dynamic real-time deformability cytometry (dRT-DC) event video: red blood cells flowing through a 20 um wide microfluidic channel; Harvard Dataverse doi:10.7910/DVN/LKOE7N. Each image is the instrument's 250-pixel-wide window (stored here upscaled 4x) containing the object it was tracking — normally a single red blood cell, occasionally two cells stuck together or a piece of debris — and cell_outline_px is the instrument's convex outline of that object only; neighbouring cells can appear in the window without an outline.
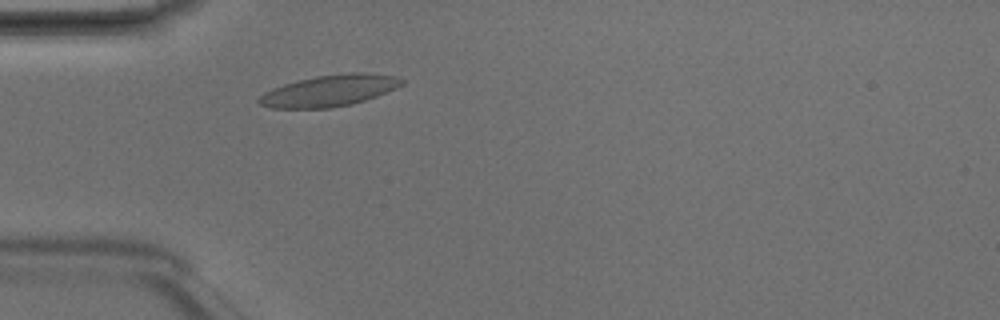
{"species": "Egyptian fruit bat (a non-hibernating species)", "species_latin": "Rousettus aegyptiacus", "temperature_condition": "room temperature", "stored_images_in_passage": 2, "camera_frame_rate_fps": 3000, "um_per_image_px": 0.085, "animal": {"sex": "male"}, "frame": {"image": 1, "passage_image": 2, "time_ms": 0.333, "image_size_px": [1000, 320], "cell_outline_px": [[404, 84], [396, 88], [376, 96], [352, 104], [332, 108], [272, 108], [260, 104], [256, 100], [264, 92], [272, 88], [284, 84], [316, 76], [348, 72], [360, 72], [396, 76], [404, 80]], "centroid_in_image_um": [28.0, 7.7], "position_along_channel_um": 57.0, "area_um2": 26.07}}